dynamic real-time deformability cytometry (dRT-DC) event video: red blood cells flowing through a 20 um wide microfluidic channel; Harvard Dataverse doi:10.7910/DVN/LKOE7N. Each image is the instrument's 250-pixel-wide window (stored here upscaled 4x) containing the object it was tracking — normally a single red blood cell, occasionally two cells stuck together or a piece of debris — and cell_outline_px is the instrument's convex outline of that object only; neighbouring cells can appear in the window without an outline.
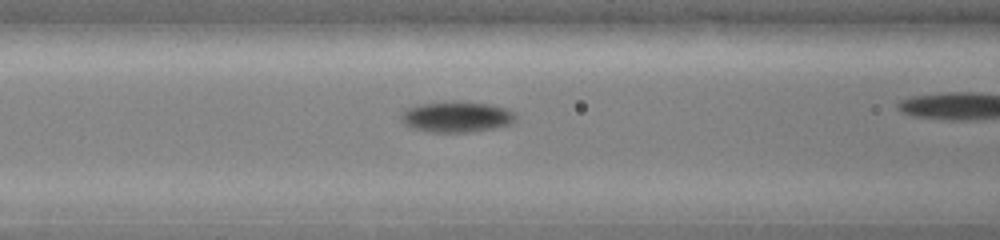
{"species": "common noctule bat (a hibernating species)", "species_latin": "Nyctalus noctula", "temperature_condition": "warm", "stored_images_in_passage": 31, "camera_frame_rate_fps": 3000, "um_per_image_px": 0.085, "animal": {"sex": "female", "body_mass_g": 19.0, "forearm_length_mm": 51.5}, "frame": {"image": 1, "passage_image": 11, "time_ms": 3.333, "image_size_px": [1000, 240], "cell_outline_px": [[516, 120], [512, 124], [496, 128], [468, 132], [428, 132], [408, 128], [400, 120], [400, 116], [408, 108], [420, 104], [492, 104], [508, 108], [516, 116]], "centroid_in_image_um": [38.82, 9.99], "position_along_channel_um": 127.8, "area_um2": 20.0}}
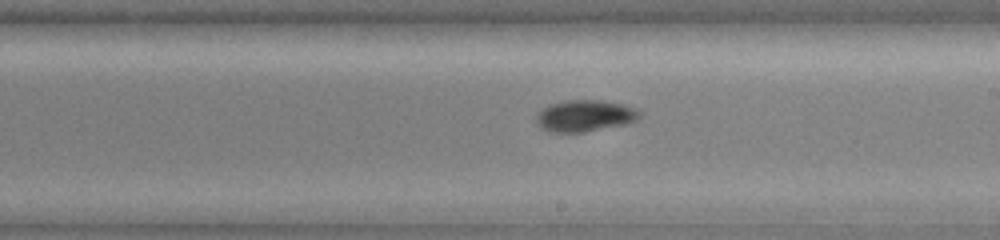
{"frame": {"image": 2, "passage_image": 19, "time_ms": 6.0, "image_size_px": [1000, 240], "cell_outline_px": [[640, 116], [636, 120], [628, 124], [584, 132], [548, 132], [540, 128], [536, 120], [536, 116], [548, 104], [568, 100], [600, 100], [624, 104], [640, 108]], "centroid_in_image_um": [49.75, 9.84], "position_along_channel_um": 239.2, "area_um2": 19.25}}
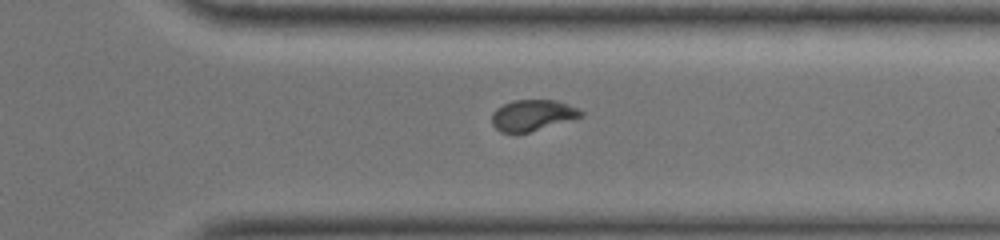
{"frame": {"image": 3, "passage_image": 28, "time_ms": 9.0, "image_size_px": [1000, 240], "cell_outline_px": [[584, 116], [528, 132], [500, 132], [492, 124], [492, 112], [496, 108], [512, 100], [556, 100], [580, 108], [584, 112]], "centroid_in_image_um": [45.28, 9.78], "position_along_channel_um": 366.1, "area_um2": 16.07}}